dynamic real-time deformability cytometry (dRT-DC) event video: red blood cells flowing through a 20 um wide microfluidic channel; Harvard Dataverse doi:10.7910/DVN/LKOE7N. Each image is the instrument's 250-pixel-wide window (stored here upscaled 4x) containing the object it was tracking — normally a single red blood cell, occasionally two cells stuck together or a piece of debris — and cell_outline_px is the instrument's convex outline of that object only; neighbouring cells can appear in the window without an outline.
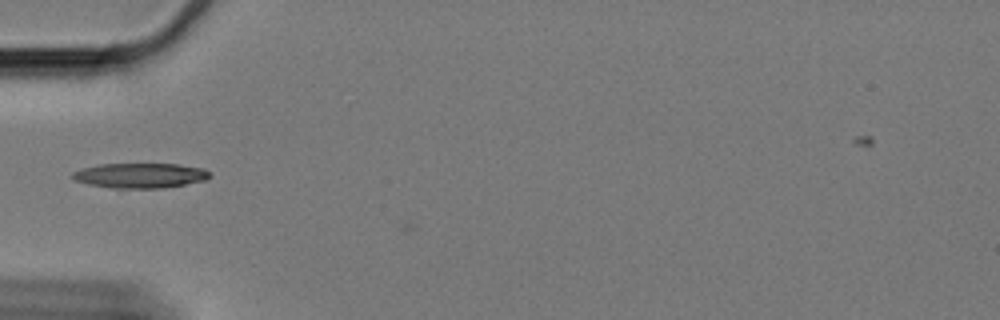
{"species": "Egyptian fruit bat (a non-hibernating species)", "species_latin": "Rousettus aegyptiacus", "temperature_condition": "cold", "stored_images_in_passage": 7, "camera_frame_rate_fps": 3000, "um_per_image_px": 0.085, "animal": {"sex": "female"}, "frame": {"image": 1, "passage_image": 1, "time_ms": 0.0, "image_size_px": [1000, 320], "cell_outline_px": [[212, 176], [204, 180], [184, 184], [160, 188], [112, 188], [88, 184], [76, 180], [72, 176], [72, 172], [80, 168], [100, 164], [180, 164], [204, 168], [212, 172]], "centroid_in_image_um": [11.94, 14.91], "position_along_channel_um": 73.1, "area_um2": 20.0}}
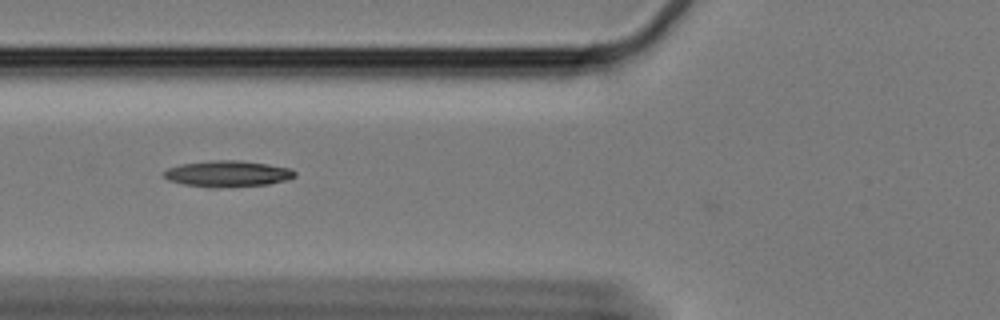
{"frame": {"image": 2, "passage_image": 4, "time_ms": 1.0, "image_size_px": [1000, 320], "cell_outline_px": [[296, 176], [288, 180], [268, 184], [228, 188], [208, 188], [184, 184], [168, 180], [164, 176], [164, 172], [168, 168], [180, 164], [212, 160], [236, 160], [268, 164], [292, 168], [296, 172]], "centroid_in_image_um": [19.38, 14.78], "position_along_channel_um": 106.4, "area_um2": 20.29}}
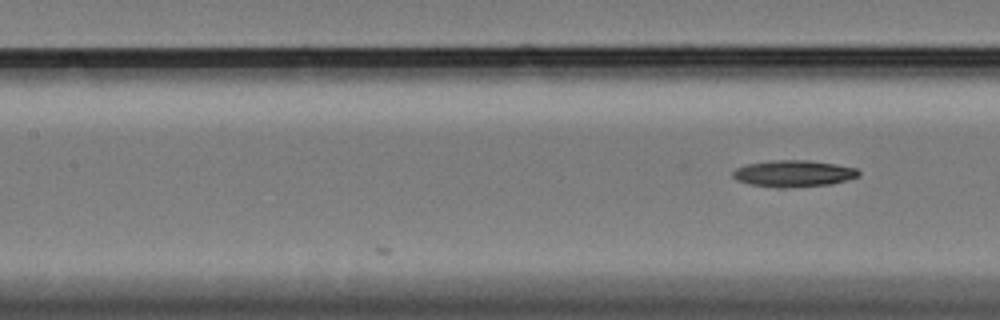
{"frame": {"image": 3, "passage_image": 7, "time_ms": 2.0, "image_size_px": [1000, 320], "cell_outline_px": [[860, 176], [848, 180], [832, 184], [784, 188], [776, 188], [752, 184], [736, 180], [732, 176], [732, 172], [736, 168], [748, 164], [776, 160], [808, 160], [836, 164], [856, 168], [860, 172]], "centroid_in_image_um": [67.48, 14.75], "position_along_channel_um": 139.9, "area_um2": 19.54}}